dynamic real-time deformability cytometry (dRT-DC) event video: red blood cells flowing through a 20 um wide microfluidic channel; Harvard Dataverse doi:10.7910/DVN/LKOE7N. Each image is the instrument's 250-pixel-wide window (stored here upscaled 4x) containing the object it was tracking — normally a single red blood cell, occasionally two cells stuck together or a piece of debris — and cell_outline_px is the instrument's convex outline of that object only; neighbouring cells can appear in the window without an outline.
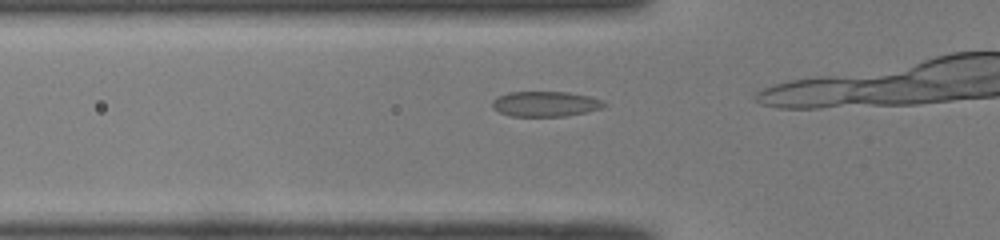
{"species": "common noctule bat (a hibernating species)", "species_latin": "Nyctalus noctula", "temperature_condition": "room temperature", "stored_images_in_passage": 12, "camera_frame_rate_fps": 3000, "um_per_image_px": 0.085, "animal": {"sex": "male", "body_mass_g": 19.0, "forearm_length_mm": 50.8}, "frame": {"image": 1, "passage_image": 9, "time_ms": 2.667, "image_size_px": [1000, 240], "cell_outline_px": [[608, 104], [604, 108], [588, 112], [564, 116], [512, 116], [500, 112], [492, 108], [492, 100], [496, 96], [508, 92], [568, 92], [592, 96], [604, 100]], "centroid_in_image_um": [46.41, 8.82], "position_along_channel_um": 79.4, "area_um2": 16.76}}